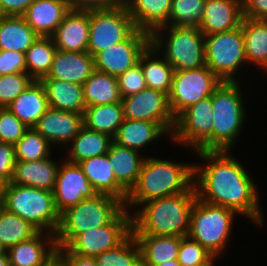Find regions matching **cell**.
<instances>
[{
  "mask_svg": "<svg viewBox=\"0 0 267 266\" xmlns=\"http://www.w3.org/2000/svg\"><path fill=\"white\" fill-rule=\"evenodd\" d=\"M35 0H0V16H22Z\"/></svg>",
  "mask_w": 267,
  "mask_h": 266,
  "instance_id": "cell-51",
  "label": "cell"
},
{
  "mask_svg": "<svg viewBox=\"0 0 267 266\" xmlns=\"http://www.w3.org/2000/svg\"><path fill=\"white\" fill-rule=\"evenodd\" d=\"M57 48L51 37L38 36L26 50V73L35 81L46 77L51 70Z\"/></svg>",
  "mask_w": 267,
  "mask_h": 266,
  "instance_id": "cell-37",
  "label": "cell"
},
{
  "mask_svg": "<svg viewBox=\"0 0 267 266\" xmlns=\"http://www.w3.org/2000/svg\"><path fill=\"white\" fill-rule=\"evenodd\" d=\"M194 163L146 156L138 179L127 194L124 208L131 214L148 201L182 192H196Z\"/></svg>",
  "mask_w": 267,
  "mask_h": 266,
  "instance_id": "cell-2",
  "label": "cell"
},
{
  "mask_svg": "<svg viewBox=\"0 0 267 266\" xmlns=\"http://www.w3.org/2000/svg\"><path fill=\"white\" fill-rule=\"evenodd\" d=\"M202 160L194 163V186L201 201L234 210L255 226L263 227L265 215L256 185L244 163L231 150L191 152ZM205 162V163H204ZM204 163V164H202Z\"/></svg>",
  "mask_w": 267,
  "mask_h": 266,
  "instance_id": "cell-1",
  "label": "cell"
},
{
  "mask_svg": "<svg viewBox=\"0 0 267 266\" xmlns=\"http://www.w3.org/2000/svg\"><path fill=\"white\" fill-rule=\"evenodd\" d=\"M113 138L105 133L92 131L83 126L64 148L65 160L78 164L82 160L108 153Z\"/></svg>",
  "mask_w": 267,
  "mask_h": 266,
  "instance_id": "cell-31",
  "label": "cell"
},
{
  "mask_svg": "<svg viewBox=\"0 0 267 266\" xmlns=\"http://www.w3.org/2000/svg\"><path fill=\"white\" fill-rule=\"evenodd\" d=\"M150 44L175 71L206 65L205 35L198 27H159L150 34Z\"/></svg>",
  "mask_w": 267,
  "mask_h": 266,
  "instance_id": "cell-6",
  "label": "cell"
},
{
  "mask_svg": "<svg viewBox=\"0 0 267 266\" xmlns=\"http://www.w3.org/2000/svg\"><path fill=\"white\" fill-rule=\"evenodd\" d=\"M78 165L97 194L112 196L125 203L128 192L116 181L108 153L82 160Z\"/></svg>",
  "mask_w": 267,
  "mask_h": 266,
  "instance_id": "cell-24",
  "label": "cell"
},
{
  "mask_svg": "<svg viewBox=\"0 0 267 266\" xmlns=\"http://www.w3.org/2000/svg\"><path fill=\"white\" fill-rule=\"evenodd\" d=\"M133 235L140 247L142 265H158L178 258L180 236Z\"/></svg>",
  "mask_w": 267,
  "mask_h": 266,
  "instance_id": "cell-32",
  "label": "cell"
},
{
  "mask_svg": "<svg viewBox=\"0 0 267 266\" xmlns=\"http://www.w3.org/2000/svg\"><path fill=\"white\" fill-rule=\"evenodd\" d=\"M221 257L219 256H213L209 261H207L205 264L200 265V266H216V262L218 261V259H220ZM216 261V262H215Z\"/></svg>",
  "mask_w": 267,
  "mask_h": 266,
  "instance_id": "cell-54",
  "label": "cell"
},
{
  "mask_svg": "<svg viewBox=\"0 0 267 266\" xmlns=\"http://www.w3.org/2000/svg\"><path fill=\"white\" fill-rule=\"evenodd\" d=\"M172 0H124L136 29L151 34L168 26Z\"/></svg>",
  "mask_w": 267,
  "mask_h": 266,
  "instance_id": "cell-26",
  "label": "cell"
},
{
  "mask_svg": "<svg viewBox=\"0 0 267 266\" xmlns=\"http://www.w3.org/2000/svg\"><path fill=\"white\" fill-rule=\"evenodd\" d=\"M49 107L73 113L84 114L86 104L83 85L52 78H42Z\"/></svg>",
  "mask_w": 267,
  "mask_h": 266,
  "instance_id": "cell-29",
  "label": "cell"
},
{
  "mask_svg": "<svg viewBox=\"0 0 267 266\" xmlns=\"http://www.w3.org/2000/svg\"><path fill=\"white\" fill-rule=\"evenodd\" d=\"M213 255L199 242L188 235L181 237L178 250V262L181 266H200L209 261Z\"/></svg>",
  "mask_w": 267,
  "mask_h": 266,
  "instance_id": "cell-43",
  "label": "cell"
},
{
  "mask_svg": "<svg viewBox=\"0 0 267 266\" xmlns=\"http://www.w3.org/2000/svg\"><path fill=\"white\" fill-rule=\"evenodd\" d=\"M123 116L129 120L158 123L168 134H172L175 118L171 112L168 95L152 88L121 99Z\"/></svg>",
  "mask_w": 267,
  "mask_h": 266,
  "instance_id": "cell-14",
  "label": "cell"
},
{
  "mask_svg": "<svg viewBox=\"0 0 267 266\" xmlns=\"http://www.w3.org/2000/svg\"><path fill=\"white\" fill-rule=\"evenodd\" d=\"M7 108L27 127L33 128L49 108L42 83L33 80Z\"/></svg>",
  "mask_w": 267,
  "mask_h": 266,
  "instance_id": "cell-28",
  "label": "cell"
},
{
  "mask_svg": "<svg viewBox=\"0 0 267 266\" xmlns=\"http://www.w3.org/2000/svg\"><path fill=\"white\" fill-rule=\"evenodd\" d=\"M247 65L267 74V20L243 17L241 22Z\"/></svg>",
  "mask_w": 267,
  "mask_h": 266,
  "instance_id": "cell-30",
  "label": "cell"
},
{
  "mask_svg": "<svg viewBox=\"0 0 267 266\" xmlns=\"http://www.w3.org/2000/svg\"><path fill=\"white\" fill-rule=\"evenodd\" d=\"M90 10H70L51 38L58 50L84 52L89 44Z\"/></svg>",
  "mask_w": 267,
  "mask_h": 266,
  "instance_id": "cell-19",
  "label": "cell"
},
{
  "mask_svg": "<svg viewBox=\"0 0 267 266\" xmlns=\"http://www.w3.org/2000/svg\"><path fill=\"white\" fill-rule=\"evenodd\" d=\"M132 234V217L124 208L109 224L78 234L66 248L83 257L97 255L116 248Z\"/></svg>",
  "mask_w": 267,
  "mask_h": 266,
  "instance_id": "cell-13",
  "label": "cell"
},
{
  "mask_svg": "<svg viewBox=\"0 0 267 266\" xmlns=\"http://www.w3.org/2000/svg\"><path fill=\"white\" fill-rule=\"evenodd\" d=\"M38 35L22 16H0V50H26Z\"/></svg>",
  "mask_w": 267,
  "mask_h": 266,
  "instance_id": "cell-34",
  "label": "cell"
},
{
  "mask_svg": "<svg viewBox=\"0 0 267 266\" xmlns=\"http://www.w3.org/2000/svg\"><path fill=\"white\" fill-rule=\"evenodd\" d=\"M55 235L38 232L6 250L10 266H49L56 259Z\"/></svg>",
  "mask_w": 267,
  "mask_h": 266,
  "instance_id": "cell-18",
  "label": "cell"
},
{
  "mask_svg": "<svg viewBox=\"0 0 267 266\" xmlns=\"http://www.w3.org/2000/svg\"><path fill=\"white\" fill-rule=\"evenodd\" d=\"M33 81L26 72L0 76V108H6Z\"/></svg>",
  "mask_w": 267,
  "mask_h": 266,
  "instance_id": "cell-42",
  "label": "cell"
},
{
  "mask_svg": "<svg viewBox=\"0 0 267 266\" xmlns=\"http://www.w3.org/2000/svg\"><path fill=\"white\" fill-rule=\"evenodd\" d=\"M142 266H181V264L178 262V259H175L158 265H142Z\"/></svg>",
  "mask_w": 267,
  "mask_h": 266,
  "instance_id": "cell-53",
  "label": "cell"
},
{
  "mask_svg": "<svg viewBox=\"0 0 267 266\" xmlns=\"http://www.w3.org/2000/svg\"><path fill=\"white\" fill-rule=\"evenodd\" d=\"M14 145L0 142V183H9L12 179L15 162Z\"/></svg>",
  "mask_w": 267,
  "mask_h": 266,
  "instance_id": "cell-47",
  "label": "cell"
},
{
  "mask_svg": "<svg viewBox=\"0 0 267 266\" xmlns=\"http://www.w3.org/2000/svg\"><path fill=\"white\" fill-rule=\"evenodd\" d=\"M123 209L120 199L104 194L66 209L60 214L55 233L57 247H66L78 234L109 224Z\"/></svg>",
  "mask_w": 267,
  "mask_h": 266,
  "instance_id": "cell-7",
  "label": "cell"
},
{
  "mask_svg": "<svg viewBox=\"0 0 267 266\" xmlns=\"http://www.w3.org/2000/svg\"><path fill=\"white\" fill-rule=\"evenodd\" d=\"M238 214L229 208L196 199L190 216L188 236L199 242L213 256L222 257L227 250Z\"/></svg>",
  "mask_w": 267,
  "mask_h": 266,
  "instance_id": "cell-8",
  "label": "cell"
},
{
  "mask_svg": "<svg viewBox=\"0 0 267 266\" xmlns=\"http://www.w3.org/2000/svg\"><path fill=\"white\" fill-rule=\"evenodd\" d=\"M0 266H10L6 250L0 253Z\"/></svg>",
  "mask_w": 267,
  "mask_h": 266,
  "instance_id": "cell-52",
  "label": "cell"
},
{
  "mask_svg": "<svg viewBox=\"0 0 267 266\" xmlns=\"http://www.w3.org/2000/svg\"><path fill=\"white\" fill-rule=\"evenodd\" d=\"M243 17L267 20V0H242Z\"/></svg>",
  "mask_w": 267,
  "mask_h": 266,
  "instance_id": "cell-50",
  "label": "cell"
},
{
  "mask_svg": "<svg viewBox=\"0 0 267 266\" xmlns=\"http://www.w3.org/2000/svg\"><path fill=\"white\" fill-rule=\"evenodd\" d=\"M136 27L124 4L109 8L90 10L88 52L98 53L125 41Z\"/></svg>",
  "mask_w": 267,
  "mask_h": 266,
  "instance_id": "cell-11",
  "label": "cell"
},
{
  "mask_svg": "<svg viewBox=\"0 0 267 266\" xmlns=\"http://www.w3.org/2000/svg\"><path fill=\"white\" fill-rule=\"evenodd\" d=\"M222 81L206 65L174 71L168 95L171 112L176 118L181 112L206 97L212 96Z\"/></svg>",
  "mask_w": 267,
  "mask_h": 266,
  "instance_id": "cell-12",
  "label": "cell"
},
{
  "mask_svg": "<svg viewBox=\"0 0 267 266\" xmlns=\"http://www.w3.org/2000/svg\"><path fill=\"white\" fill-rule=\"evenodd\" d=\"M1 192L4 208L26 220L39 232L55 235L60 214L55 207L53 192L10 182L2 185Z\"/></svg>",
  "mask_w": 267,
  "mask_h": 266,
  "instance_id": "cell-5",
  "label": "cell"
},
{
  "mask_svg": "<svg viewBox=\"0 0 267 266\" xmlns=\"http://www.w3.org/2000/svg\"><path fill=\"white\" fill-rule=\"evenodd\" d=\"M49 266H62L56 259Z\"/></svg>",
  "mask_w": 267,
  "mask_h": 266,
  "instance_id": "cell-55",
  "label": "cell"
},
{
  "mask_svg": "<svg viewBox=\"0 0 267 266\" xmlns=\"http://www.w3.org/2000/svg\"><path fill=\"white\" fill-rule=\"evenodd\" d=\"M16 161L10 183L53 192L62 161L52 159Z\"/></svg>",
  "mask_w": 267,
  "mask_h": 266,
  "instance_id": "cell-21",
  "label": "cell"
},
{
  "mask_svg": "<svg viewBox=\"0 0 267 266\" xmlns=\"http://www.w3.org/2000/svg\"><path fill=\"white\" fill-rule=\"evenodd\" d=\"M26 72L25 54L19 51L0 50V76Z\"/></svg>",
  "mask_w": 267,
  "mask_h": 266,
  "instance_id": "cell-46",
  "label": "cell"
},
{
  "mask_svg": "<svg viewBox=\"0 0 267 266\" xmlns=\"http://www.w3.org/2000/svg\"><path fill=\"white\" fill-rule=\"evenodd\" d=\"M108 158L116 181L129 192L138 179L146 158L145 153L142 154L140 151L123 147L112 141L108 150Z\"/></svg>",
  "mask_w": 267,
  "mask_h": 266,
  "instance_id": "cell-27",
  "label": "cell"
},
{
  "mask_svg": "<svg viewBox=\"0 0 267 266\" xmlns=\"http://www.w3.org/2000/svg\"><path fill=\"white\" fill-rule=\"evenodd\" d=\"M197 192H182L140 204L131 213L132 234L187 236Z\"/></svg>",
  "mask_w": 267,
  "mask_h": 266,
  "instance_id": "cell-3",
  "label": "cell"
},
{
  "mask_svg": "<svg viewBox=\"0 0 267 266\" xmlns=\"http://www.w3.org/2000/svg\"><path fill=\"white\" fill-rule=\"evenodd\" d=\"M138 63L146 86L169 95L175 70L151 44L140 55Z\"/></svg>",
  "mask_w": 267,
  "mask_h": 266,
  "instance_id": "cell-33",
  "label": "cell"
},
{
  "mask_svg": "<svg viewBox=\"0 0 267 266\" xmlns=\"http://www.w3.org/2000/svg\"><path fill=\"white\" fill-rule=\"evenodd\" d=\"M14 148L17 161H34L49 158L54 155L53 149H55L34 128H29L14 145Z\"/></svg>",
  "mask_w": 267,
  "mask_h": 266,
  "instance_id": "cell-39",
  "label": "cell"
},
{
  "mask_svg": "<svg viewBox=\"0 0 267 266\" xmlns=\"http://www.w3.org/2000/svg\"><path fill=\"white\" fill-rule=\"evenodd\" d=\"M83 126V114L49 107L33 128L54 147L64 151Z\"/></svg>",
  "mask_w": 267,
  "mask_h": 266,
  "instance_id": "cell-17",
  "label": "cell"
},
{
  "mask_svg": "<svg viewBox=\"0 0 267 266\" xmlns=\"http://www.w3.org/2000/svg\"><path fill=\"white\" fill-rule=\"evenodd\" d=\"M206 0H172L168 26L200 27Z\"/></svg>",
  "mask_w": 267,
  "mask_h": 266,
  "instance_id": "cell-41",
  "label": "cell"
},
{
  "mask_svg": "<svg viewBox=\"0 0 267 266\" xmlns=\"http://www.w3.org/2000/svg\"><path fill=\"white\" fill-rule=\"evenodd\" d=\"M86 107L121 102V95L115 76L95 70L83 84Z\"/></svg>",
  "mask_w": 267,
  "mask_h": 266,
  "instance_id": "cell-35",
  "label": "cell"
},
{
  "mask_svg": "<svg viewBox=\"0 0 267 266\" xmlns=\"http://www.w3.org/2000/svg\"><path fill=\"white\" fill-rule=\"evenodd\" d=\"M67 0H35L22 17L41 37H51L70 11Z\"/></svg>",
  "mask_w": 267,
  "mask_h": 266,
  "instance_id": "cell-23",
  "label": "cell"
},
{
  "mask_svg": "<svg viewBox=\"0 0 267 266\" xmlns=\"http://www.w3.org/2000/svg\"><path fill=\"white\" fill-rule=\"evenodd\" d=\"M95 70L94 57L88 51L70 52L57 49L51 70L44 78L83 85Z\"/></svg>",
  "mask_w": 267,
  "mask_h": 266,
  "instance_id": "cell-22",
  "label": "cell"
},
{
  "mask_svg": "<svg viewBox=\"0 0 267 266\" xmlns=\"http://www.w3.org/2000/svg\"><path fill=\"white\" fill-rule=\"evenodd\" d=\"M3 205H2V192H1V190H0V208L2 207Z\"/></svg>",
  "mask_w": 267,
  "mask_h": 266,
  "instance_id": "cell-56",
  "label": "cell"
},
{
  "mask_svg": "<svg viewBox=\"0 0 267 266\" xmlns=\"http://www.w3.org/2000/svg\"><path fill=\"white\" fill-rule=\"evenodd\" d=\"M71 10H98L109 9L121 4H124V0H67Z\"/></svg>",
  "mask_w": 267,
  "mask_h": 266,
  "instance_id": "cell-49",
  "label": "cell"
},
{
  "mask_svg": "<svg viewBox=\"0 0 267 266\" xmlns=\"http://www.w3.org/2000/svg\"><path fill=\"white\" fill-rule=\"evenodd\" d=\"M124 120L122 103L88 106L83 114L84 126L114 138Z\"/></svg>",
  "mask_w": 267,
  "mask_h": 266,
  "instance_id": "cell-36",
  "label": "cell"
},
{
  "mask_svg": "<svg viewBox=\"0 0 267 266\" xmlns=\"http://www.w3.org/2000/svg\"><path fill=\"white\" fill-rule=\"evenodd\" d=\"M38 232L26 220L8 211L3 206L0 208V245L4 250L31 239Z\"/></svg>",
  "mask_w": 267,
  "mask_h": 266,
  "instance_id": "cell-38",
  "label": "cell"
},
{
  "mask_svg": "<svg viewBox=\"0 0 267 266\" xmlns=\"http://www.w3.org/2000/svg\"><path fill=\"white\" fill-rule=\"evenodd\" d=\"M28 129L7 107L0 108V142L15 145Z\"/></svg>",
  "mask_w": 267,
  "mask_h": 266,
  "instance_id": "cell-44",
  "label": "cell"
},
{
  "mask_svg": "<svg viewBox=\"0 0 267 266\" xmlns=\"http://www.w3.org/2000/svg\"><path fill=\"white\" fill-rule=\"evenodd\" d=\"M116 78L122 98L136 94L147 87L144 73L139 63Z\"/></svg>",
  "mask_w": 267,
  "mask_h": 266,
  "instance_id": "cell-45",
  "label": "cell"
},
{
  "mask_svg": "<svg viewBox=\"0 0 267 266\" xmlns=\"http://www.w3.org/2000/svg\"><path fill=\"white\" fill-rule=\"evenodd\" d=\"M98 266H142L138 242L131 234L122 244L95 257Z\"/></svg>",
  "mask_w": 267,
  "mask_h": 266,
  "instance_id": "cell-40",
  "label": "cell"
},
{
  "mask_svg": "<svg viewBox=\"0 0 267 266\" xmlns=\"http://www.w3.org/2000/svg\"><path fill=\"white\" fill-rule=\"evenodd\" d=\"M5 250L2 248V246L0 245V253L4 252Z\"/></svg>",
  "mask_w": 267,
  "mask_h": 266,
  "instance_id": "cell-57",
  "label": "cell"
},
{
  "mask_svg": "<svg viewBox=\"0 0 267 266\" xmlns=\"http://www.w3.org/2000/svg\"><path fill=\"white\" fill-rule=\"evenodd\" d=\"M56 260L62 266H98L94 257L72 254L66 247H57Z\"/></svg>",
  "mask_w": 267,
  "mask_h": 266,
  "instance_id": "cell-48",
  "label": "cell"
},
{
  "mask_svg": "<svg viewBox=\"0 0 267 266\" xmlns=\"http://www.w3.org/2000/svg\"><path fill=\"white\" fill-rule=\"evenodd\" d=\"M212 96L199 100L175 118L171 143L189 151H213Z\"/></svg>",
  "mask_w": 267,
  "mask_h": 266,
  "instance_id": "cell-10",
  "label": "cell"
},
{
  "mask_svg": "<svg viewBox=\"0 0 267 266\" xmlns=\"http://www.w3.org/2000/svg\"><path fill=\"white\" fill-rule=\"evenodd\" d=\"M167 135L169 136L158 123L124 118L113 141L143 153L147 146L155 144V141L158 144V141L161 138L164 140Z\"/></svg>",
  "mask_w": 267,
  "mask_h": 266,
  "instance_id": "cell-25",
  "label": "cell"
},
{
  "mask_svg": "<svg viewBox=\"0 0 267 266\" xmlns=\"http://www.w3.org/2000/svg\"><path fill=\"white\" fill-rule=\"evenodd\" d=\"M150 45V34L136 29L125 41L112 45L94 57L95 69L117 77L134 67Z\"/></svg>",
  "mask_w": 267,
  "mask_h": 266,
  "instance_id": "cell-15",
  "label": "cell"
},
{
  "mask_svg": "<svg viewBox=\"0 0 267 266\" xmlns=\"http://www.w3.org/2000/svg\"><path fill=\"white\" fill-rule=\"evenodd\" d=\"M205 54L206 66L221 81H243L238 78L241 71L246 72L244 66L247 65L242 26L227 32L205 35Z\"/></svg>",
  "mask_w": 267,
  "mask_h": 266,
  "instance_id": "cell-9",
  "label": "cell"
},
{
  "mask_svg": "<svg viewBox=\"0 0 267 266\" xmlns=\"http://www.w3.org/2000/svg\"><path fill=\"white\" fill-rule=\"evenodd\" d=\"M242 0H206L200 31L204 35L227 32L241 26Z\"/></svg>",
  "mask_w": 267,
  "mask_h": 266,
  "instance_id": "cell-20",
  "label": "cell"
},
{
  "mask_svg": "<svg viewBox=\"0 0 267 266\" xmlns=\"http://www.w3.org/2000/svg\"><path fill=\"white\" fill-rule=\"evenodd\" d=\"M61 160L53 190L54 203L59 214L82 200L97 195L78 164L70 163L64 158Z\"/></svg>",
  "mask_w": 267,
  "mask_h": 266,
  "instance_id": "cell-16",
  "label": "cell"
},
{
  "mask_svg": "<svg viewBox=\"0 0 267 266\" xmlns=\"http://www.w3.org/2000/svg\"><path fill=\"white\" fill-rule=\"evenodd\" d=\"M241 83L222 81L212 94L213 151L233 152L241 139L248 116Z\"/></svg>",
  "mask_w": 267,
  "mask_h": 266,
  "instance_id": "cell-4",
  "label": "cell"
}]
</instances>
